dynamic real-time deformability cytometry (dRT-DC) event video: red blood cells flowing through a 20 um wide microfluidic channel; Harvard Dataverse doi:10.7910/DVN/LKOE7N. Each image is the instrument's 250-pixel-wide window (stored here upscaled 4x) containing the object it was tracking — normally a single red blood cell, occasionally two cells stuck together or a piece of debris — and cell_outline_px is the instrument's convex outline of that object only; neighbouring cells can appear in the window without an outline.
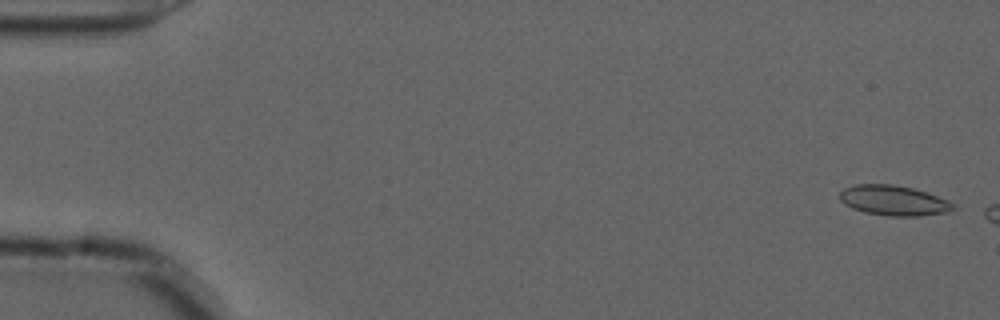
{"species": "common noctule bat (a hibernating species)", "species_latin": "Nyctalus noctula", "temperature_condition": "cold", "stored_images_in_passage": 14, "camera_frame_rate_fps": 3000, "um_per_image_px": 0.085, "animal": {"sex": "male", "forearm_length_mm": 52.5}, "frame": {"image": 1, "passage_image": 2, "time_ms": 0.333, "image_size_px": [1000, 320], "cell_outline_px": [[956, 208], [948, 212], [920, 216], [888, 216], [864, 212], [852, 208], [844, 204], [840, 200], [840, 192], [844, 188], [856, 184], [892, 184], [912, 188], [948, 200], [956, 204]], "centroid_in_image_um": [75.96, 17.05], "position_along_channel_um": 9.0, "area_um2": 19.94}}